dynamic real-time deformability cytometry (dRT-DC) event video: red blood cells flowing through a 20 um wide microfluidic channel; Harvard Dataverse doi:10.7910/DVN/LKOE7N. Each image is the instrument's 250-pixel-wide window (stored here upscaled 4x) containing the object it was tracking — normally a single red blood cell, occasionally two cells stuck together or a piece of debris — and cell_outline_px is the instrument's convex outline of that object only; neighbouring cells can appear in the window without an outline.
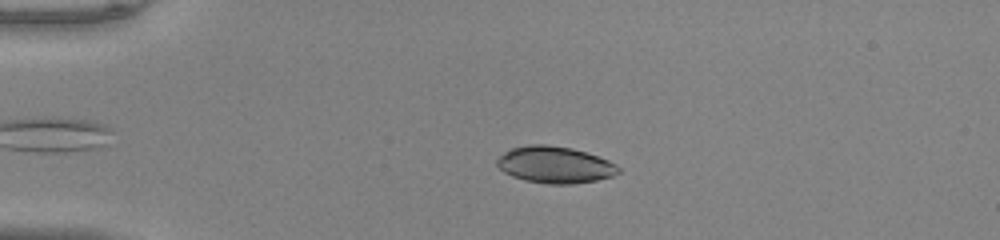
{"species": "common noctule bat (a hibernating species)", "species_latin": "Nyctalus noctula", "temperature_condition": "warm", "stored_images_in_passage": 45, "camera_frame_rate_fps": 3000, "um_per_image_px": 0.085, "animal": {"sex": "male", "body_mass_g": 20.0, "forearm_length_mm": 53.3}, "frame": {"image": 1, "passage_image": 12, "time_ms": 3.667, "image_size_px": [1000, 240], "cell_outline_px": [[620, 172], [612, 176], [596, 180], [572, 184], [548, 184], [524, 180], [512, 176], [504, 172], [496, 164], [496, 160], [504, 152], [512, 148], [528, 144], [544, 144], [572, 148], [608, 160], [616, 164], [620, 168]], "centroid_in_image_um": [47.15, 14.01], "position_along_channel_um": 37.8, "area_um2": 25.89}}
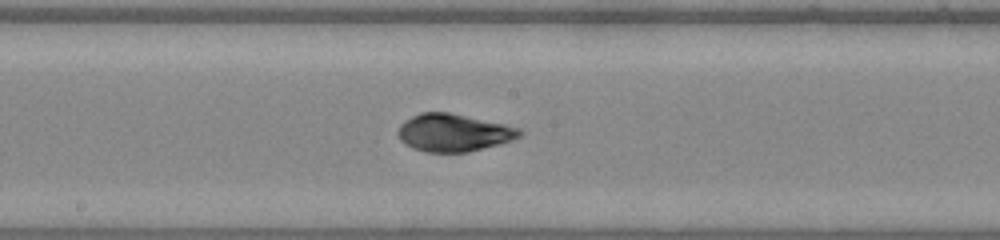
{"frame": {"image": 2, "passage_image": 28, "time_ms": 9.0, "image_size_px": [1000, 240], "cell_outline_px": [[524, 132], [520, 136], [500, 144], [468, 152], [424, 152], [412, 148], [400, 140], [396, 132], [400, 124], [404, 120], [420, 112], [448, 112], [504, 124], [520, 128]], "centroid_in_image_um": [38.52, 11.28], "position_along_channel_um": 209.7, "area_um2": 26.7}}
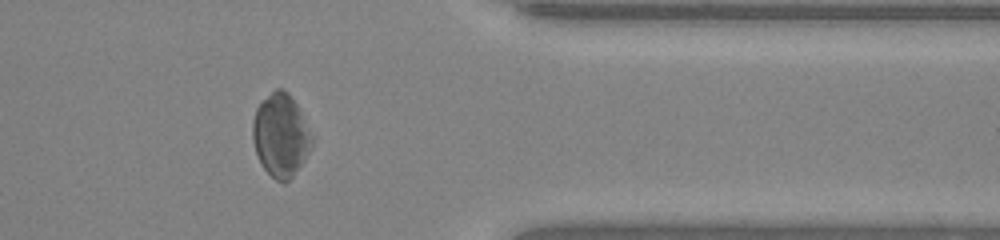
{"frame": {"image": 3, "passage_image": 42, "time_ms": 13.667, "image_size_px": [1000, 240], "cell_outline_px": [[312, 144], [304, 160], [292, 176], [288, 180], [276, 180], [264, 168], [256, 152], [252, 140], [252, 120], [256, 108], [276, 88], [284, 88], [288, 92], [296, 104], [312, 136]], "centroid_in_image_um": [23.84, 11.47], "position_along_channel_um": 387.6, "area_um2": 27.98}, "authors_computed_cell_mechanics": {"area_um2": 26.2412, "velocity_mm_per_s": 4.0732, "shape_relaxation_time_tau1_ms": 4.1904, "shape_relaxation_time_tau2_ms": 1.3697, "deformation_change_tau1": 0.1676, "deformation_change_tau2": 0.0562}}